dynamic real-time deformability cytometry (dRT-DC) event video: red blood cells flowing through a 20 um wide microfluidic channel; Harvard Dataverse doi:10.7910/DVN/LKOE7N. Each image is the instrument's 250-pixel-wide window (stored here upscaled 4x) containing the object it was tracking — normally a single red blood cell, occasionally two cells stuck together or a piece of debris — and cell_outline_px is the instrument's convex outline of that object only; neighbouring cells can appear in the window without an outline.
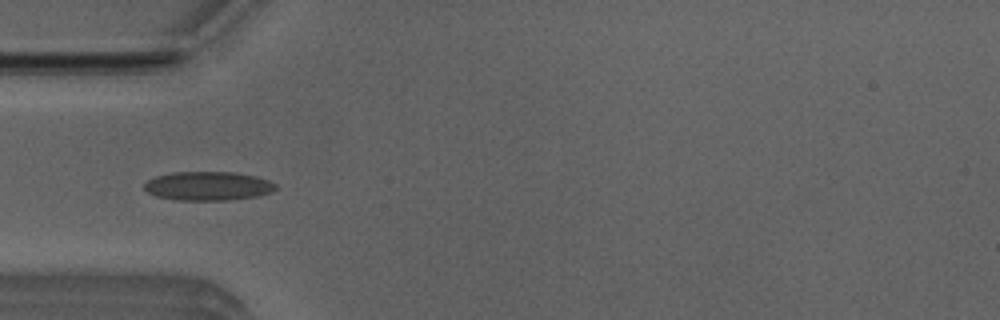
{"species": "Egyptian fruit bat (a non-hibernating species)", "species_latin": "Rousettus aegyptiacus", "temperature_condition": "room temperature", "stored_images_in_passage": 17, "camera_frame_rate_fps": 3000, "um_per_image_px": 0.085, "animal": {"sex": "male"}, "frame": {"image": 1, "passage_image": 12, "time_ms": 3.667, "image_size_px": [1000, 320], "cell_outline_px": [[276, 188], [272, 192], [256, 196], [228, 200], [176, 200], [156, 196], [148, 192], [144, 188], [144, 184], [148, 180], [156, 176], [172, 172], [232, 172], [256, 176], [268, 180], [276, 184]], "centroid_in_image_um": [17.67, 15.81], "position_along_channel_um": 67.3, "area_um2": 22.08}}